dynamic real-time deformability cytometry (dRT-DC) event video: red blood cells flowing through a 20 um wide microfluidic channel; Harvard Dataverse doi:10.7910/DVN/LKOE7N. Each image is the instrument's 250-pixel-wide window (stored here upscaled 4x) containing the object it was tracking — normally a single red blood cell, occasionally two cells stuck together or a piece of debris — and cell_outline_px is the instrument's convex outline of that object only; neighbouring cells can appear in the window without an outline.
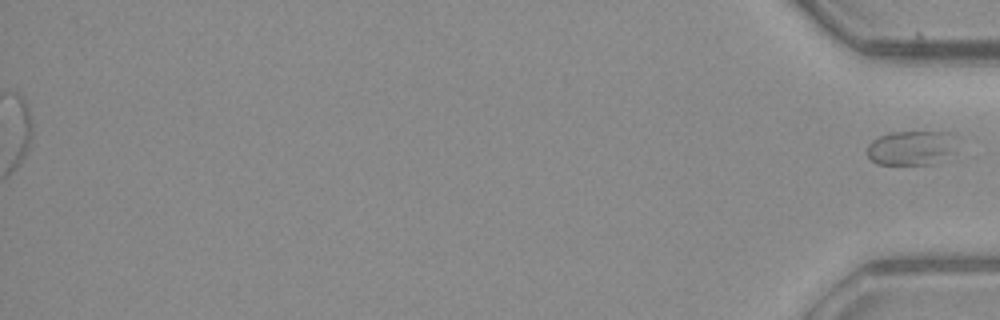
{"species": "common noctule bat (a hibernating species)", "species_latin": "Nyctalus noctula", "temperature_condition": "warm", "stored_images_in_passage": 42, "segment_of_instrument_passage": [2, 2], "camera_frame_rate_fps": 3000, "um_per_image_px": 0.085, "animal": {"sex": "male", "body_mass_g": 23.1, "forearm_length_mm": 52.7}, "frame": {"image": 1, "passage_image": 42, "time_ms": 13.667, "image_size_px": [1000, 320], "cell_outline_px": [[960, 136], [952, 156], [936, 164], [876, 164], [868, 156], [868, 144], [872, 140], [880, 136], [892, 132], [956, 132]], "centroid_in_image_um": [77.6, 12.56], "position_along_channel_um": 357.6, "area_um2": 18.67}}